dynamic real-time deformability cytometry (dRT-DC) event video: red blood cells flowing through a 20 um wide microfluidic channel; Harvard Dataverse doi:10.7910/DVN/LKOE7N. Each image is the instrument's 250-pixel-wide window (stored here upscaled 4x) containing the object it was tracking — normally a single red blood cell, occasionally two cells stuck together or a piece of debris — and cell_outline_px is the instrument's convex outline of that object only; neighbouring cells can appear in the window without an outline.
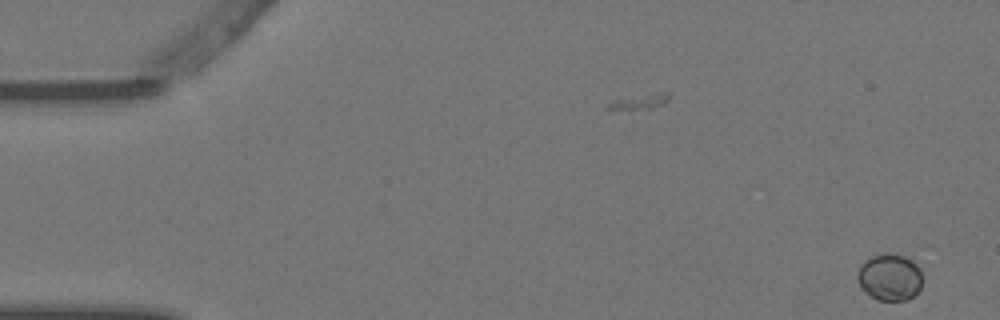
{"species": "Egyptian fruit bat (a non-hibernating species)", "species_latin": "Rousettus aegyptiacus", "temperature_condition": "warm", "stored_images_in_passage": 4, "camera_frame_rate_fps": 3000, "um_per_image_px": 0.085, "animal": {"sex": "female"}, "frame": {"image": 1, "passage_image": 1, "time_ms": 0.0, "image_size_px": [1000, 320], "cell_outline_px": [[920, 288], [908, 300], [876, 300], [860, 288], [856, 276], [860, 264], [864, 260], [872, 256], [884, 252], [888, 252], [904, 256], [912, 260], [920, 268]], "centroid_in_image_um": [75.58, 23.54], "position_along_channel_um": 9.4, "area_um2": 17.86}}
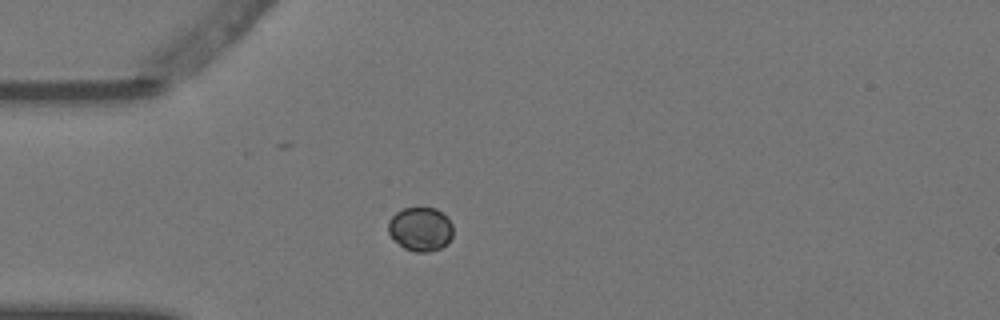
{"frame": {"image": 2, "passage_image": 4, "time_ms": 1.0, "image_size_px": [1000, 320], "cell_outline_px": [[452, 236], [448, 244], [440, 248], [428, 252], [416, 252], [404, 248], [388, 232], [388, 220], [396, 212], [404, 208], [436, 208], [452, 224]], "centroid_in_image_um": [35.74, 19.48], "position_along_channel_um": 49.3, "area_um2": 16.42}}